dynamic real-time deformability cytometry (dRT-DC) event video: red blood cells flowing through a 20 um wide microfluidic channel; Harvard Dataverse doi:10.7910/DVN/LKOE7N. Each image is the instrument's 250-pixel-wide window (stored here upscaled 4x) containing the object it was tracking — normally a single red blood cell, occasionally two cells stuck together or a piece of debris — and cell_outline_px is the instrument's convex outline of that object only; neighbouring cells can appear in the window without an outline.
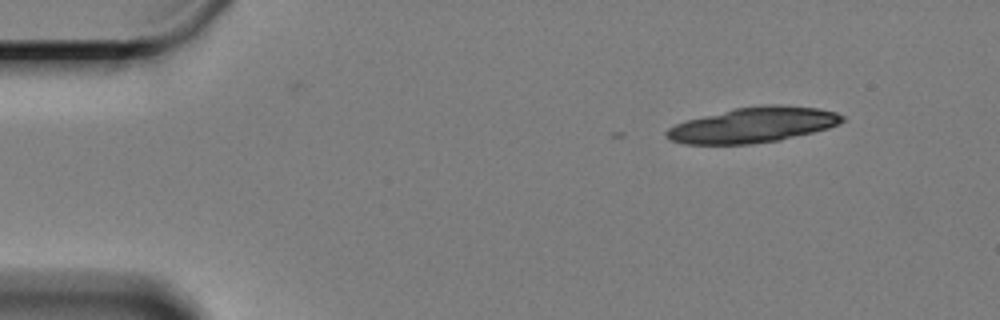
{"species": "Egyptian fruit bat (a non-hibernating species)", "species_latin": "Rousettus aegyptiacus", "temperature_condition": "cold", "stored_images_in_passage": 2, "camera_frame_rate_fps": 3000, "um_per_image_px": 0.085, "animal": {"sex": "female"}, "frame": {"image": 1, "passage_image": 2, "time_ms": 0.333, "image_size_px": [1000, 320], "cell_outline_px": [[844, 120], [840, 124], [828, 128], [780, 140], [752, 144], [684, 144], [672, 140], [664, 136], [664, 132], [668, 128], [684, 120], [736, 108], [768, 104], [780, 104], [820, 108], [836, 112], [844, 116]], "centroid_in_image_um": [64.02, 10.62], "position_along_channel_um": 21.0, "area_um2": 36.3}}